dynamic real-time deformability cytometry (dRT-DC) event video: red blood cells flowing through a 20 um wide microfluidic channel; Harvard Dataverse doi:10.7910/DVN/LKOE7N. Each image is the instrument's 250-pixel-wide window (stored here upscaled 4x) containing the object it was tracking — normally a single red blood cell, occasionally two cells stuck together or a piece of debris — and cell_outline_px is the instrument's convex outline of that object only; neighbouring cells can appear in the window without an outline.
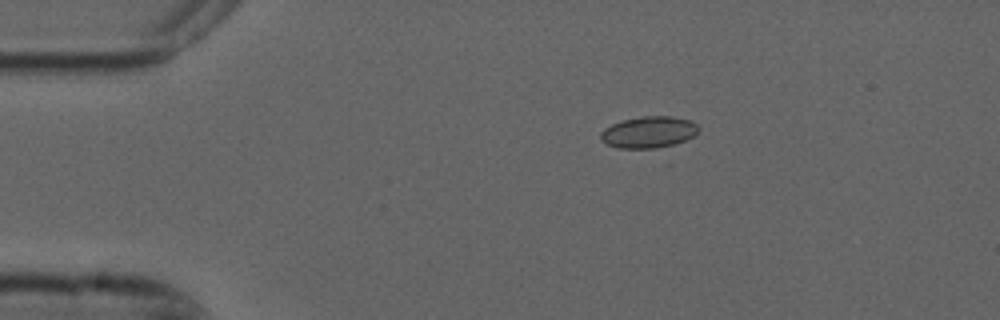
{"species": "common noctule bat (a hibernating species)", "species_latin": "Nyctalus noctula", "temperature_condition": "cold", "stored_images_in_passage": 2, "camera_frame_rate_fps": 3000, "um_per_image_px": 0.085, "animal": {"sex": "male", "forearm_length_mm": 52.5}, "frame": {"image": 1, "passage_image": 1, "time_ms": 0.0, "image_size_px": [1000, 320], "cell_outline_px": [[700, 128], [692, 136], [668, 148], [616, 148], [600, 140], [600, 132], [604, 128], [612, 124], [624, 120], [644, 116], [672, 116], [688, 120], [696, 124]], "centroid_in_image_um": [55.12, 11.25], "position_along_channel_um": 29.9, "area_um2": 18.03}}